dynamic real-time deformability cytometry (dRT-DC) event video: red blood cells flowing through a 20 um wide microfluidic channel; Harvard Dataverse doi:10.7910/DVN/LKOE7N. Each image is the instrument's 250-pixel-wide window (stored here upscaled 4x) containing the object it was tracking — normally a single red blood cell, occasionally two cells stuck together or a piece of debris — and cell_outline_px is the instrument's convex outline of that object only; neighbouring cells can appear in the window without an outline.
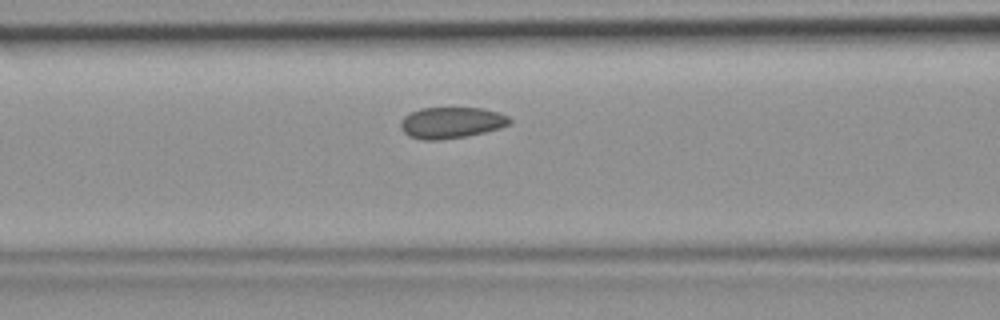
{"species": "common noctule bat (a hibernating species)", "species_latin": "Nyctalus noctula", "temperature_condition": "room temperature", "stored_images_in_passage": 26, "camera_frame_rate_fps": 3000, "um_per_image_px": 0.085, "animal": {"sex": "female", "body_mass_g": 19.9}, "frame": {"image": 1, "passage_image": 5, "time_ms": 1.333, "image_size_px": [1000, 320], "cell_outline_px": [[512, 120], [508, 124], [500, 128], [484, 132], [464, 136], [440, 140], [424, 140], [408, 136], [400, 128], [400, 120], [404, 116], [420, 108], [480, 108], [496, 112], [508, 116]], "centroid_in_image_um": [38.32, 10.43], "position_along_channel_um": 128.3, "area_um2": 19.71}}
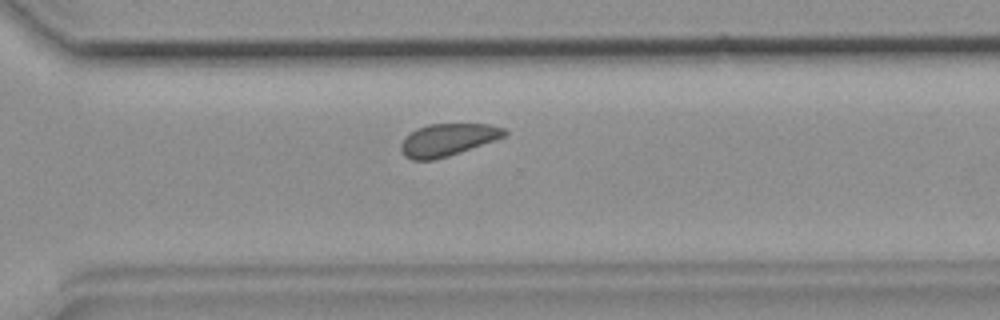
{"frame": {"image": 2, "passage_image": 19, "time_ms": 6.0, "image_size_px": [1000, 320], "cell_outline_px": [[508, 132], [504, 136], [496, 140], [436, 160], [412, 160], [404, 156], [400, 148], [400, 144], [416, 128], [428, 124], [492, 124], [504, 128]], "centroid_in_image_um": [38.06, 11.88], "position_along_channel_um": 332.5, "area_um2": 19.48}}